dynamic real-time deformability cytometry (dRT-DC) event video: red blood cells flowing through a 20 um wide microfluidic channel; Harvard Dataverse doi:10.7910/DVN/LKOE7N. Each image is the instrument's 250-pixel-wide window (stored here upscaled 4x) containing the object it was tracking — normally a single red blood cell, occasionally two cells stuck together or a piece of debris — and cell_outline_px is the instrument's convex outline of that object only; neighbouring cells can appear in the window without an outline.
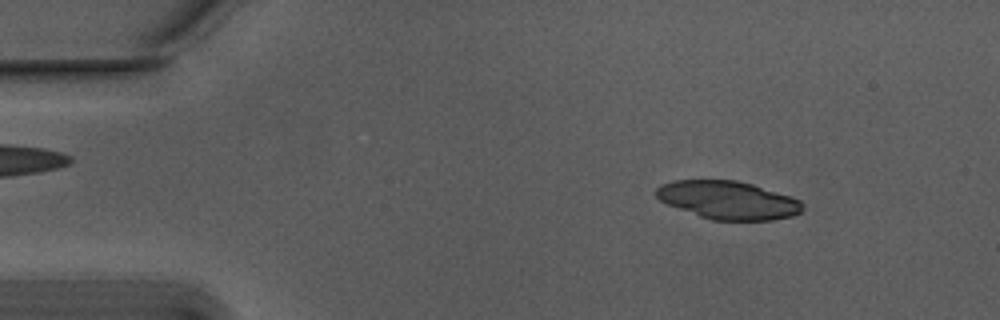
{"species": "Egyptian fruit bat (a non-hibernating species)", "species_latin": "Rousettus aegyptiacus", "temperature_condition": "warm", "stored_images_in_passage": 34, "camera_frame_rate_fps": 3000, "um_per_image_px": 0.085, "animal": {"sex": "male"}, "frame": {"image": 1, "passage_image": 6, "time_ms": 1.667, "image_size_px": [1000, 320], "cell_outline_px": [[804, 208], [800, 212], [792, 216], [772, 220], [712, 220], [700, 216], [668, 204], [660, 200], [656, 196], [656, 188], [660, 184], [672, 180], [736, 180], [752, 184], [800, 200], [804, 204]], "centroid_in_image_um": [61.88, 17.0], "position_along_channel_um": 23.1, "area_um2": 32.31}}
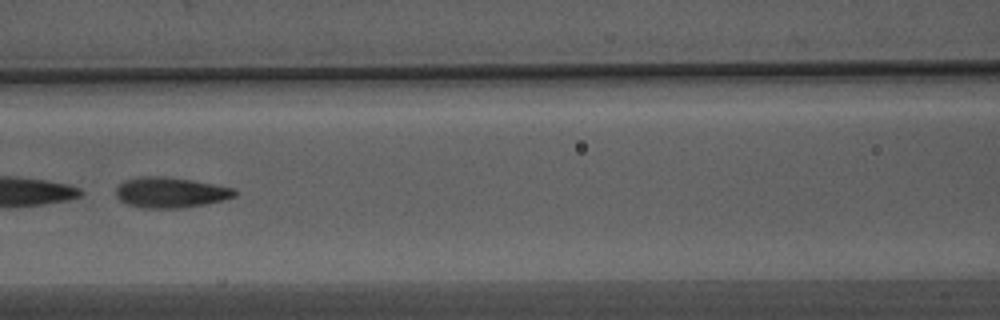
{"frame": {"image": 2, "passage_image": 23, "time_ms": 7.333, "image_size_px": [1000, 320], "cell_outline_px": [[240, 192], [236, 196], [224, 200], [208, 204], [180, 208], [144, 208], [128, 204], [120, 200], [116, 196], [116, 188], [124, 180], [140, 176], [164, 176], [192, 180], [236, 188]], "centroid_in_image_um": [14.54, 16.36], "position_along_channel_um": 152.1, "area_um2": 21.39}}